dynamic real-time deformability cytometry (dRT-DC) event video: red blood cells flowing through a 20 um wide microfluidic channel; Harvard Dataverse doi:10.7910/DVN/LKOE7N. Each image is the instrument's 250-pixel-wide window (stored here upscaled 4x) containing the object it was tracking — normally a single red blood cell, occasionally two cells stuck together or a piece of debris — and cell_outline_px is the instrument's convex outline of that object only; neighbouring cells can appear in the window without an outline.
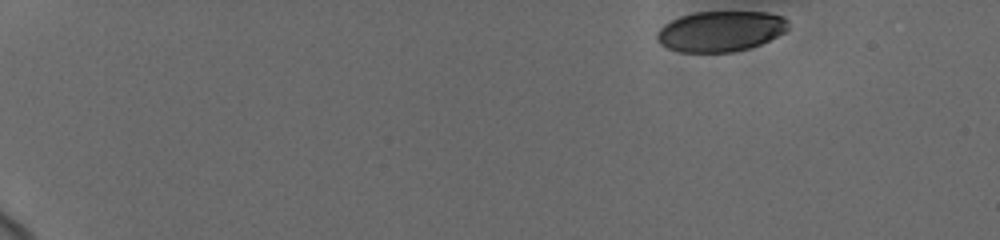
{"species": "human", "species_latin": "Homo sapiens", "temperature_condition": "cold", "stored_images_in_passage": 27, "camera_frame_rate_fps": 3000, "um_per_image_px": 0.085, "donor": {"sex": "female"}, "frame": {"image": 1, "passage_image": 1, "time_ms": 0.0, "image_size_px": [1000, 240], "cell_outline_px": [[788, 28], [784, 32], [752, 48], [732, 52], [680, 52], [668, 48], [660, 44], [656, 40], [656, 32], [664, 24], [680, 16], [696, 12], [768, 12], [784, 16], [788, 20]], "centroid_in_image_um": [61.24, 2.65], "position_along_channel_um": 23.8, "area_um2": 31.15}}
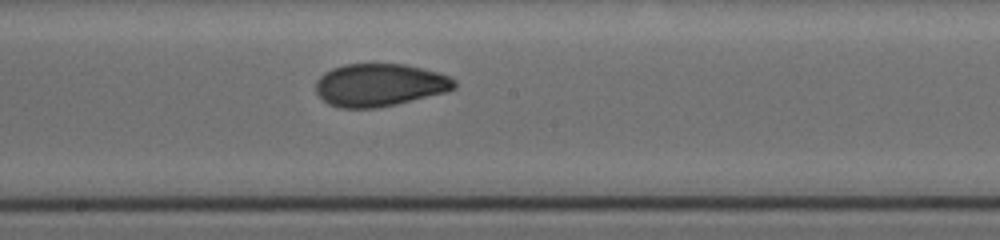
{"frame": {"image": 2, "passage_image": 15, "time_ms": 9.0, "image_size_px": [1000, 240], "cell_outline_px": [[456, 88], [444, 92], [396, 104], [372, 108], [340, 108], [328, 104], [316, 92], [316, 80], [324, 72], [332, 68], [344, 64], [404, 64], [436, 72], [448, 76], [456, 80]], "centroid_in_image_um": [32.23, 7.22], "position_along_channel_um": 216.0, "area_um2": 34.28}}
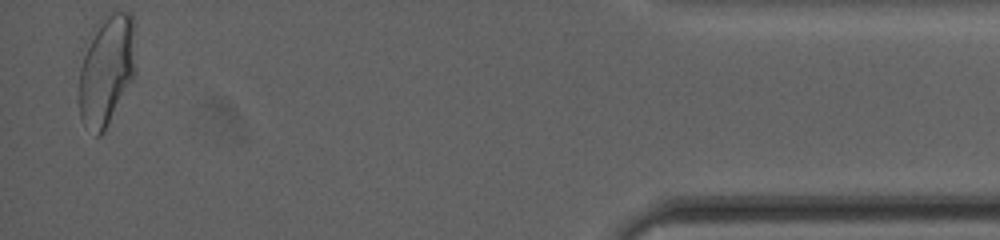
{"frame": {"image": 3, "passage_image": 27, "time_ms": 16.333, "image_size_px": [1000, 240], "cell_outline_px": [[136, 72], [104, 132], [100, 136], [96, 136], [84, 124], [80, 116], [80, 68], [84, 56], [96, 24], [108, 12], [128, 12], [132, 16], [136, 68]], "centroid_in_image_um": [9.07, 5.96], "position_along_channel_um": 426.1, "area_um2": 35.95}, "authors_computed_cell_mechanics": {"area_um2": 34.102, "velocity_mm_per_s": 3.6915, "shape_relaxation_time_tau1_ms": null, "shape_relaxation_time_tau2_ms": 1.3795, "deformation_change_tau1": null, "deformation_change_tau2": 0.0497}}